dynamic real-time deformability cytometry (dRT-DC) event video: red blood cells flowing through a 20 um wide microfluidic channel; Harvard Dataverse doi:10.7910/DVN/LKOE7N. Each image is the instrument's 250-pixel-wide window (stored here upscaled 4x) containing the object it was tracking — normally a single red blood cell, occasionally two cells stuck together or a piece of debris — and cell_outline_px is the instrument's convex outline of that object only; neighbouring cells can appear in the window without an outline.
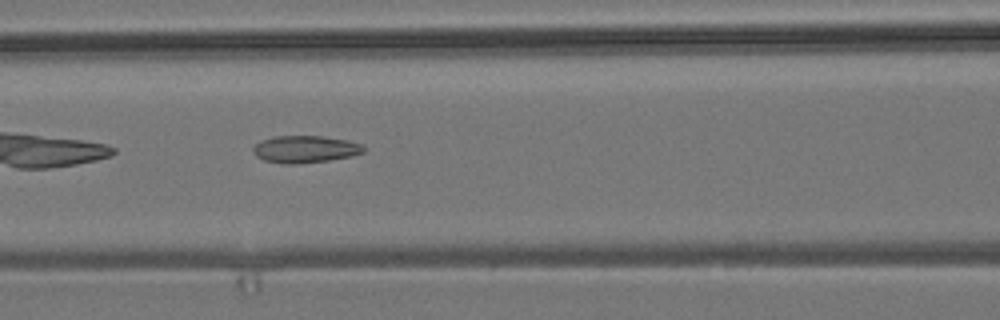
{"species": "common noctule bat (a hibernating species)", "species_latin": "Nyctalus noctula", "temperature_condition": "room temperature", "stored_images_in_passage": 35, "camera_frame_rate_fps": 3000, "um_per_image_px": 0.085, "animal": {"sex": "male", "body_mass_g": 19.2, "forearm_length_mm": 51.8}, "frame": {"image": 1, "passage_image": 7, "time_ms": 2.0, "image_size_px": [1000, 320], "cell_outline_px": [[364, 152], [352, 156], [328, 160], [296, 164], [284, 164], [264, 160], [256, 156], [252, 152], [252, 148], [260, 140], [272, 136], [324, 136], [348, 140], [364, 144]], "centroid_in_image_um": [25.93, 12.67], "position_along_channel_um": 140.7, "area_um2": 17.69}}
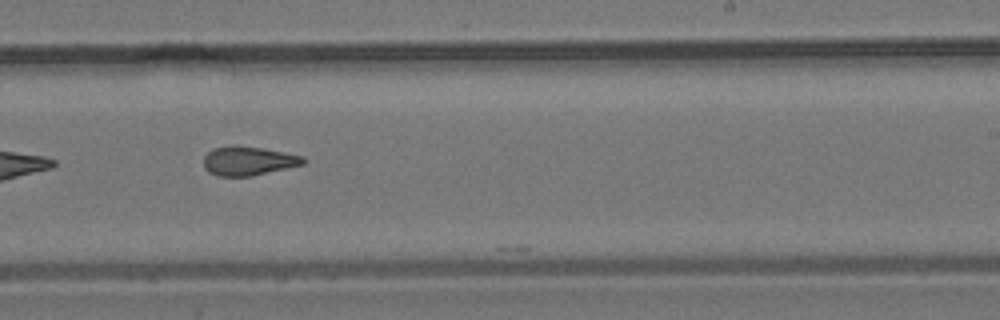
{"frame": {"image": 2, "passage_image": 17, "time_ms": 5.333, "image_size_px": [1000, 320], "cell_outline_px": [[308, 160], [304, 164], [252, 176], [216, 176], [208, 172], [204, 168], [204, 156], [212, 148], [232, 144], [236, 144], [264, 148], [304, 156]], "centroid_in_image_um": [21.1, 13.66], "position_along_channel_um": 267.9, "area_um2": 17.22}}
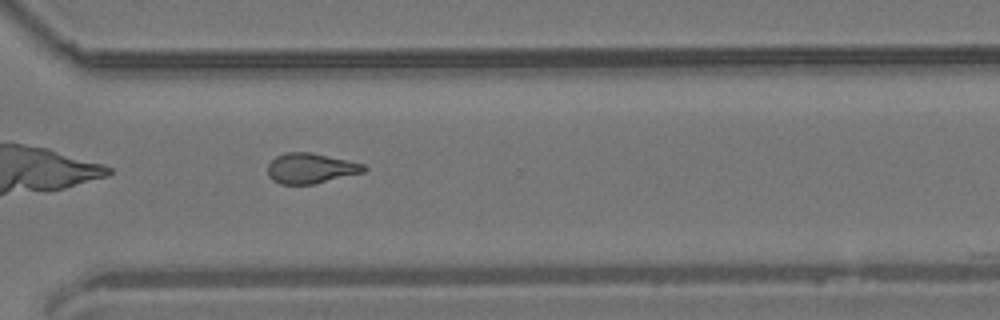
{"frame": {"image": 3, "passage_image": 23, "time_ms": 7.333, "image_size_px": [1000, 320], "cell_outline_px": [[368, 168], [364, 172], [316, 184], [280, 184], [272, 180], [268, 176], [268, 164], [276, 156], [288, 152], [312, 152], [364, 164]], "centroid_in_image_um": [26.41, 14.31], "position_along_channel_um": 344.2, "area_um2": 17.05}, "authors_computed_cell_mechanics": {"area_um2": 17.051, "velocity_mm_per_s": 3.8267, "shape_relaxation_time_tau1_ms": null, "shape_relaxation_time_tau2_ms": 3.0682, "deformation_change_tau1": null, "deformation_change_tau2": 0.1134}}